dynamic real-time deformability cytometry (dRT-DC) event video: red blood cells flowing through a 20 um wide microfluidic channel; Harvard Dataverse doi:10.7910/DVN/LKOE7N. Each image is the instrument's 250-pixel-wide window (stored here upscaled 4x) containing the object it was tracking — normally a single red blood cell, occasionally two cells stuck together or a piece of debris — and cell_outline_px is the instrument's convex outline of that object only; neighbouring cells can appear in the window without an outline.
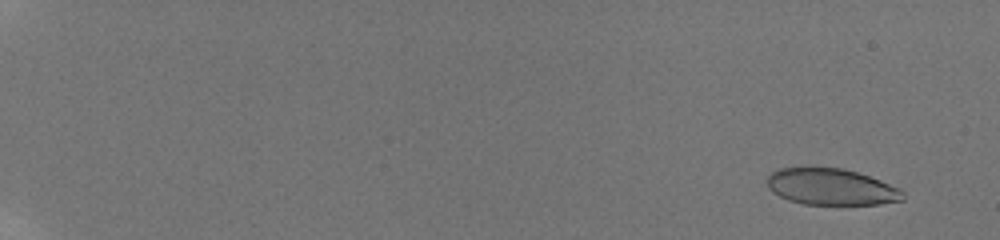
{"species": "human", "species_latin": "Homo sapiens", "temperature_condition": "room temperature", "stored_images_in_passage": 52, "camera_frame_rate_fps": 3000, "um_per_image_px": 0.085, "donor": {"sex": "male"}, "frame": {"image": 1, "passage_image": 4, "time_ms": 1.0, "image_size_px": [1000, 240], "cell_outline_px": [[904, 200], [880, 204], [804, 204], [788, 200], [772, 192], [768, 188], [768, 176], [772, 172], [780, 168], [800, 164], [808, 164], [844, 168], [880, 180], [900, 188], [904, 192]], "centroid_in_image_um": [70.6, 15.83], "position_along_channel_um": 14.4, "area_um2": 29.71}}
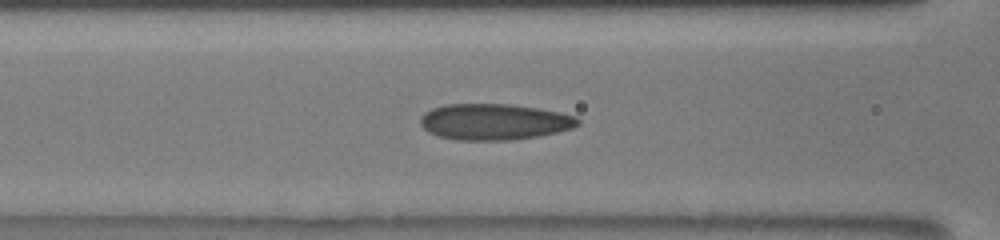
{"frame": {"image": 2, "passage_image": 29, "time_ms": 9.333, "image_size_px": [1000, 240], "cell_outline_px": [[580, 124], [572, 128], [556, 132], [536, 136], [512, 140], [456, 140], [436, 136], [428, 132], [420, 124], [420, 116], [424, 112], [432, 108], [444, 104], [508, 104], [536, 108], [560, 112], [576, 116], [580, 120]], "centroid_in_image_um": [41.97, 10.35], "position_along_channel_um": 124.6, "area_um2": 33.29}}
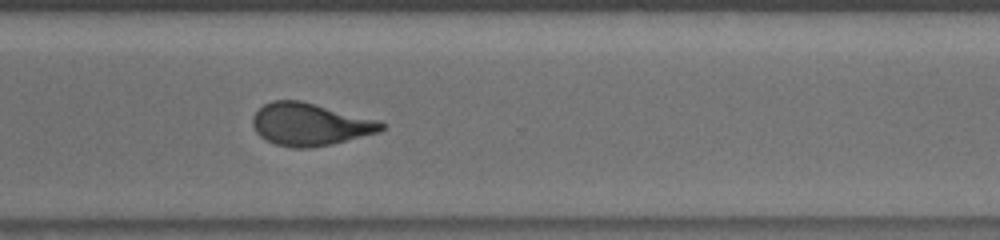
{"frame": {"image": 3, "passage_image": 42, "time_ms": 15.0, "image_size_px": [1000, 240], "cell_outline_px": [[384, 128], [380, 132], [332, 144], [312, 148], [292, 148], [276, 144], [260, 136], [256, 132], [252, 124], [252, 116], [264, 104], [272, 100], [300, 100], [380, 120], [384, 124]], "centroid_in_image_um": [26.36, 10.57], "position_along_channel_um": 344.2, "area_um2": 31.96}, "authors_computed_cell_mechanics": {"area_um2": 31.501, "velocity_mm_per_s": 3.887, "shape_relaxation_time_tau1_ms": null, "shape_relaxation_time_tau2_ms": 1.2344, "deformation_change_tau1": null, "deformation_change_tau2": 0.0776}}